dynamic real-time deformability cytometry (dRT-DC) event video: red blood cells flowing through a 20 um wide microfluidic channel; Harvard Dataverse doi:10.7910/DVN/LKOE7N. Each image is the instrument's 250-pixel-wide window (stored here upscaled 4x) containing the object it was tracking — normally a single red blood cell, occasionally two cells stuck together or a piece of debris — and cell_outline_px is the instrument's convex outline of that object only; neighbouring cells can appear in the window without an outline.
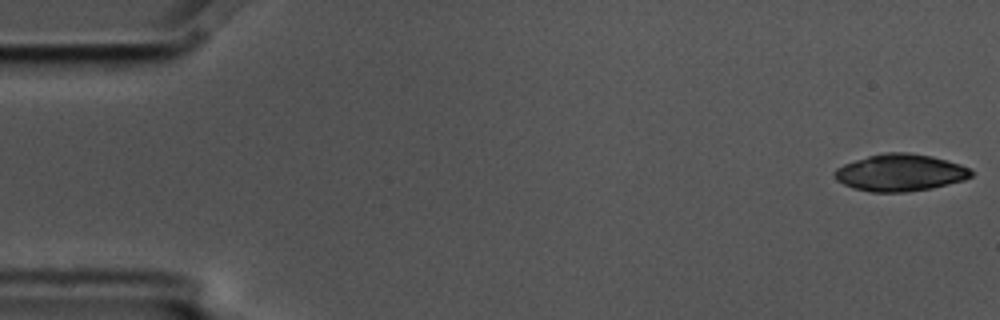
{"species": "common noctule bat (a hibernating species)", "species_latin": "Nyctalus noctula", "temperature_condition": "cold", "stored_images_in_passage": 5, "camera_frame_rate_fps": 3000, "um_per_image_px": 0.085, "animal": {"sex": "male", "body_mass_g": 17.5, "forearm_length_mm": 52.3}, "frame": {"image": 1, "passage_image": 1, "time_ms": 0.0, "image_size_px": [1000, 320], "cell_outline_px": [[972, 176], [964, 180], [932, 188], [904, 192], [872, 192], [852, 188], [836, 180], [832, 172], [836, 168], [844, 164], [868, 156], [884, 152], [908, 152], [932, 156], [960, 164], [972, 168]], "centroid_in_image_um": [76.51, 14.67], "position_along_channel_um": 8.5, "area_um2": 29.59}}